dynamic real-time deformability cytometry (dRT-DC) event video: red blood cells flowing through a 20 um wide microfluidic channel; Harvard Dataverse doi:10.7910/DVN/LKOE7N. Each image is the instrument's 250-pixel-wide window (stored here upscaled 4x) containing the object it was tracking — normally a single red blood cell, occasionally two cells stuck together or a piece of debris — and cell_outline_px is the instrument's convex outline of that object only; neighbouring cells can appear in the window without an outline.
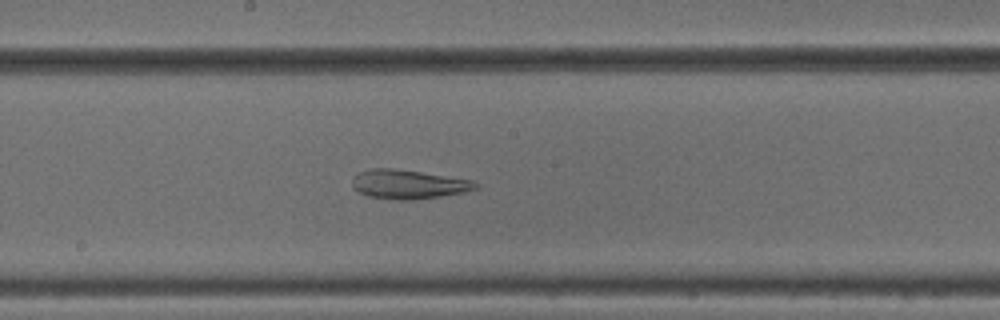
{"species": "common noctule bat (a hibernating species)", "species_latin": "Nyctalus noctula", "temperature_condition": "cold", "stored_images_in_passage": 43, "camera_frame_rate_fps": 3000, "um_per_image_px": 0.085, "animal": {"sex": "male", "body_mass_g": 18.8}, "frame": {"image": 1, "passage_image": 19, "time_ms": 6.0, "image_size_px": [1000, 320], "cell_outline_px": [[480, 188], [464, 192], [440, 196], [408, 200], [396, 200], [368, 196], [352, 188], [352, 180], [360, 172], [372, 168], [392, 168], [420, 172], [472, 180], [480, 184]], "centroid_in_image_um": [34.73, 15.67], "position_along_channel_um": 213.5, "area_um2": 20.75}}
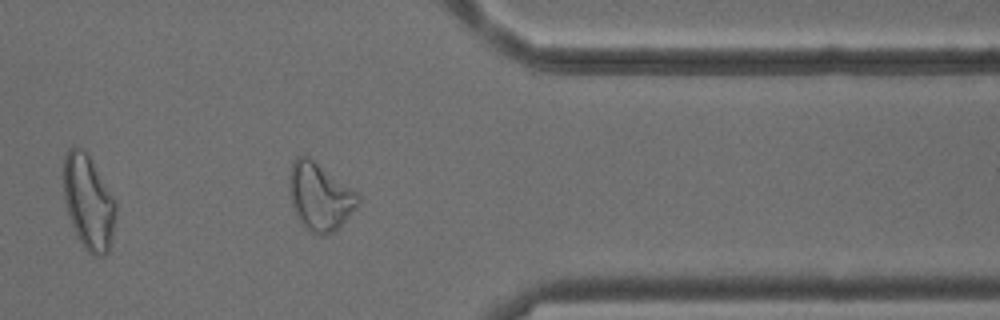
{"frame": {"image": 2, "passage_image": 33, "time_ms": 10.667, "image_size_px": [1000, 320], "cell_outline_px": [[360, 204], [332, 232], [324, 236], [320, 236], [312, 232], [300, 220], [292, 204], [288, 184], [288, 172], [292, 160], [296, 156], [308, 156], [356, 192], [360, 196]], "centroid_in_image_um": [27.15, 16.67], "position_along_channel_um": 384.2, "area_um2": 26.59}}
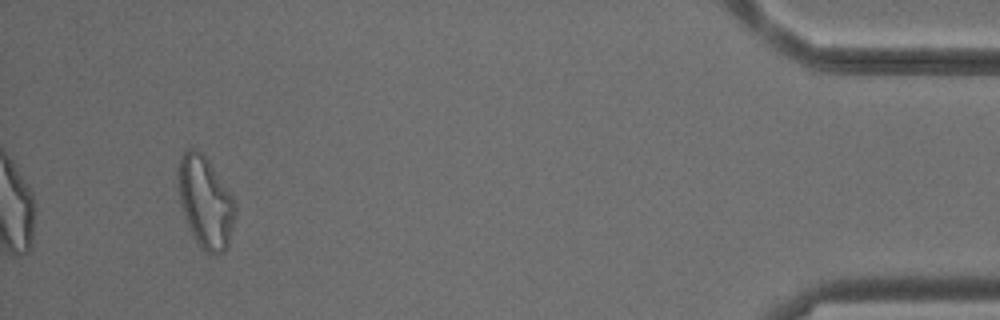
{"frame": {"image": 3, "passage_image": 40, "time_ms": 13.0, "image_size_px": [1000, 320], "cell_outline_px": [[236, 208], [232, 228], [228, 244], [224, 252], [216, 256], [204, 252], [200, 248], [192, 236], [184, 216], [180, 204], [176, 172], [180, 156], [188, 148], [192, 148], [200, 152], [208, 160], [232, 196]], "centroid_in_image_um": [17.42, 17.21], "position_along_channel_um": 417.8, "area_um2": 30.58}, "authors_computed_cell_mechanics": {"area_um2": 26.01, "velocity_mm_per_s": 3.8778, "shape_relaxation_time_tau1_ms": null, "shape_relaxation_time_tau2_ms": 3.8929, "deformation_change_tau1": null, "deformation_change_tau2": 0.134}}